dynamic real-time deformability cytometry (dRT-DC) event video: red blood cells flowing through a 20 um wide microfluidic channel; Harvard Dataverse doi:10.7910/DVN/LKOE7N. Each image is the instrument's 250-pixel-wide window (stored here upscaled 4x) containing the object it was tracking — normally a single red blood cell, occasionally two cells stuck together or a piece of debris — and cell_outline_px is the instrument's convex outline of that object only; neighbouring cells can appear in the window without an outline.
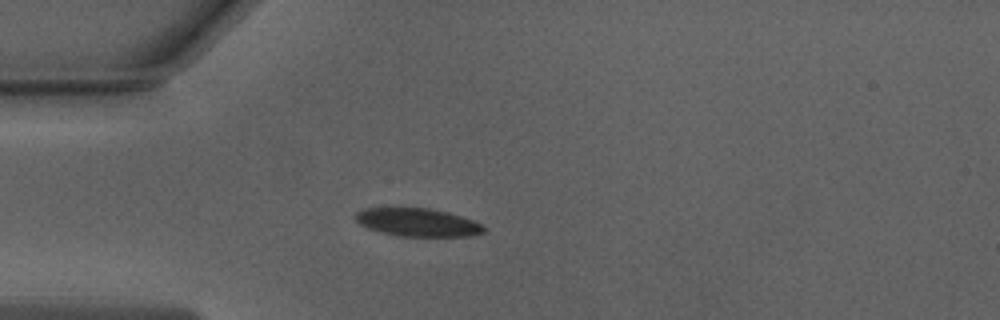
{"species": "Egyptian fruit bat (a non-hibernating species)", "species_latin": "Rousettus aegyptiacus", "temperature_condition": "warm", "stored_images_in_passage": 38, "camera_frame_rate_fps": 3000, "um_per_image_px": 0.085, "animal": {"sex": "male"}, "frame": {"image": 1, "passage_image": 1, "time_ms": 0.0, "image_size_px": [1000, 320], "cell_outline_px": [[488, 228], [484, 232], [468, 236], [400, 236], [380, 232], [368, 228], [360, 224], [356, 220], [356, 212], [364, 208], [428, 208], [448, 212], [472, 220]], "centroid_in_image_um": [35.5, 18.9], "position_along_channel_um": 49.5, "area_um2": 20.87}}
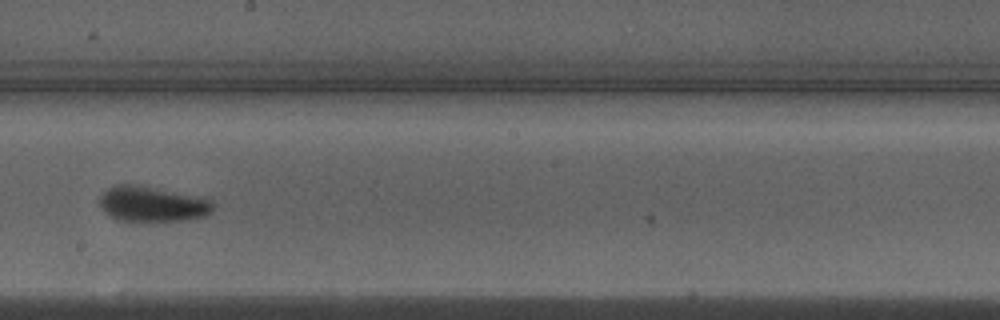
{"frame": {"image": 2, "passage_image": 16, "time_ms": 5.0, "image_size_px": [1000, 320], "cell_outline_px": [[216, 204], [212, 212], [208, 216], [184, 220], [136, 224], [116, 220], [104, 212], [100, 204], [100, 196], [108, 188], [116, 184], [136, 184], [208, 200]], "centroid_in_image_um": [12.89, 17.41], "position_along_channel_um": 235.3, "area_um2": 23.81}}
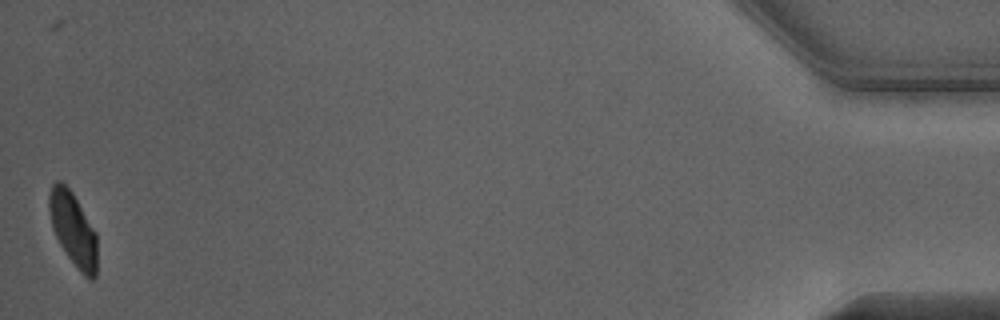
{"frame": {"image": 3, "passage_image": 38, "time_ms": 12.333, "image_size_px": [1000, 320], "cell_outline_px": [[96, 276], [92, 280], [88, 280], [80, 272], [68, 256], [60, 244], [52, 228], [48, 208], [48, 196], [52, 184], [56, 180], [60, 180], [72, 192], [96, 232]], "centroid_in_image_um": [6.2, 19.47], "position_along_channel_um": 429.0, "area_um2": 20.52}, "authors_computed_cell_mechanics": {"area_um2": 22.8599, "velocity_mm_per_s": 3.9764, "shape_relaxation_time_tau1_ms": 3.8756, "shape_relaxation_time_tau2_ms": 1.0219, "deformation_change_tau1": 0.1611, "deformation_change_tau2": 0.0526}}